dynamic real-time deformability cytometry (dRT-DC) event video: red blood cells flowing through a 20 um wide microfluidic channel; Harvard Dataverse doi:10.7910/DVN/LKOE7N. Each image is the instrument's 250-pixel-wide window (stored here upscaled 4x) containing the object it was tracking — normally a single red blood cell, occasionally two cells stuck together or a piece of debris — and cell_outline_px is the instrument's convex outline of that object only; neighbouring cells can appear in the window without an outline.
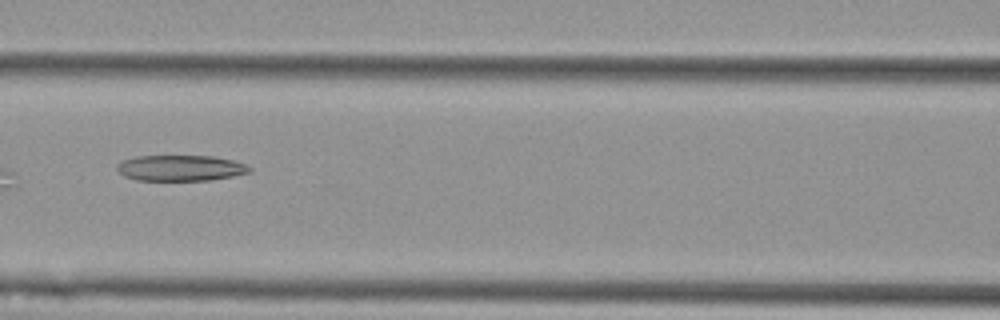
{"species": "Egyptian fruit bat (a non-hibernating species)", "species_latin": "Rousettus aegyptiacus", "temperature_condition": "cold", "stored_images_in_passage": 7, "camera_frame_rate_fps": 3000, "um_per_image_px": 0.085, "animal": {"sex": "female"}, "frame": {"image": 1, "passage_image": 6, "time_ms": 1.667, "image_size_px": [1000, 320], "cell_outline_px": [[252, 172], [232, 176], [208, 180], [136, 180], [124, 176], [116, 168], [116, 164], [120, 160], [136, 156], [212, 156], [232, 160], [244, 164], [252, 168]], "centroid_in_image_um": [15.31, 14.28], "position_along_channel_um": 151.3, "area_um2": 19.94}}
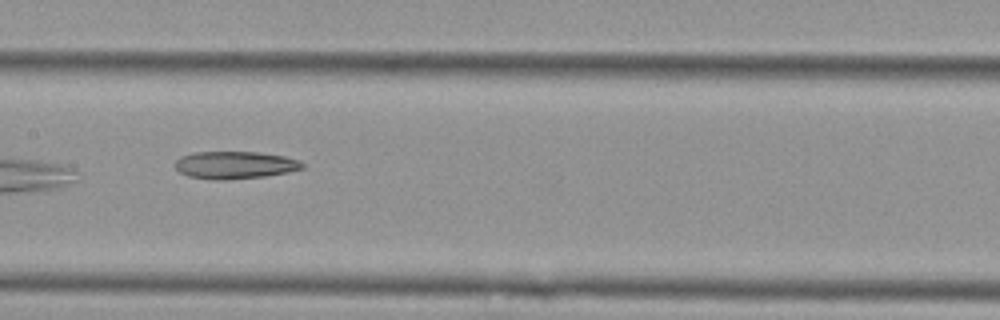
{"frame": {"image": 2, "passage_image": 7, "time_ms": 2.0, "image_size_px": [1000, 320], "cell_outline_px": [[304, 168], [288, 172], [264, 176], [220, 180], [216, 180], [188, 176], [180, 172], [172, 164], [180, 156], [192, 152], [260, 152], [284, 156], [300, 160], [304, 164]], "centroid_in_image_um": [19.95, 14.02], "position_along_channel_um": 187.5, "area_um2": 20.46}}